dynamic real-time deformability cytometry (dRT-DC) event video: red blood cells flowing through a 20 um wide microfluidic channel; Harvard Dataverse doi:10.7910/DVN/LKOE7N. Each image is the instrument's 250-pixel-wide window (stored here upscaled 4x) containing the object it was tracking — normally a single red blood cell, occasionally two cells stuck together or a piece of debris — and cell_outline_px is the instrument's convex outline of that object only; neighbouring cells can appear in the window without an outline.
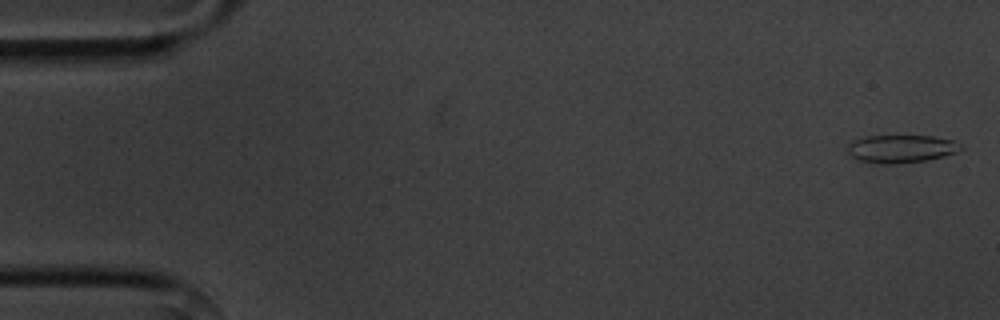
{"species": "common noctule bat (a hibernating species)", "species_latin": "Nyctalus noctula", "temperature_condition": "cold", "stored_images_in_passage": 5, "camera_frame_rate_fps": 3000, "um_per_image_px": 0.085, "animal": {"sex": "male", "body_mass_g": 20.1, "forearm_length_mm": 53.5}, "frame": {"image": 1, "passage_image": 1, "time_ms": 0.0, "image_size_px": [1000, 320], "cell_outline_px": [[964, 148], [956, 152], [944, 156], [928, 160], [896, 164], [880, 164], [856, 160], [848, 152], [848, 144], [852, 140], [864, 136], [932, 136], [952, 140]], "centroid_in_image_um": [76.56, 12.65], "position_along_channel_um": 8.4, "area_um2": 18.5}}
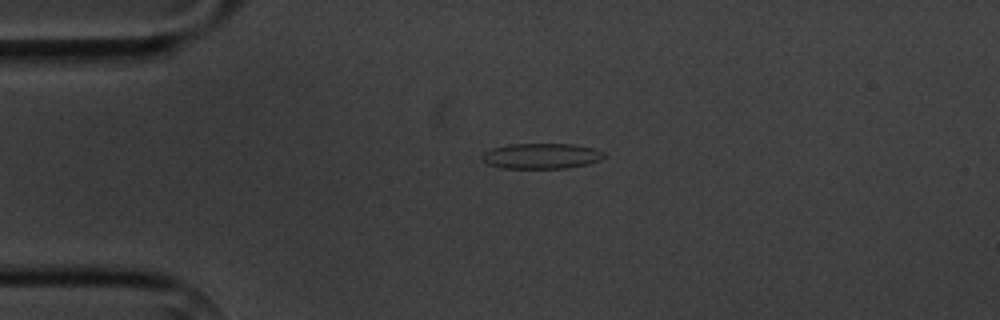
{"frame": {"image": 2, "passage_image": 4, "time_ms": 3.667, "image_size_px": [1000, 320], "cell_outline_px": [[604, 156], [600, 160], [588, 164], [568, 168], [500, 168], [488, 164], [480, 160], [480, 156], [484, 152], [492, 148], [508, 144], [572, 144], [592, 148], [604, 152]], "centroid_in_image_um": [45.96, 13.26], "position_along_channel_um": 39.0, "area_um2": 18.21}}